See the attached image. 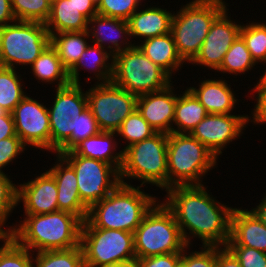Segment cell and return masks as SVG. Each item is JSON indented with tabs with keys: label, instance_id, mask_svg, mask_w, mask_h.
<instances>
[{
	"label": "cell",
	"instance_id": "6da1fadb",
	"mask_svg": "<svg viewBox=\"0 0 266 267\" xmlns=\"http://www.w3.org/2000/svg\"><path fill=\"white\" fill-rule=\"evenodd\" d=\"M208 187L173 186L164 191L161 200L173 213L186 245L192 246L195 238L201 240L202 246L225 247L230 239L234 206L216 200Z\"/></svg>",
	"mask_w": 266,
	"mask_h": 267
},
{
	"label": "cell",
	"instance_id": "7a4b0ae2",
	"mask_svg": "<svg viewBox=\"0 0 266 267\" xmlns=\"http://www.w3.org/2000/svg\"><path fill=\"white\" fill-rule=\"evenodd\" d=\"M11 237L33 253L65 250L80 245L83 221L67 211L22 215Z\"/></svg>",
	"mask_w": 266,
	"mask_h": 267
},
{
	"label": "cell",
	"instance_id": "3957f363",
	"mask_svg": "<svg viewBox=\"0 0 266 267\" xmlns=\"http://www.w3.org/2000/svg\"><path fill=\"white\" fill-rule=\"evenodd\" d=\"M158 197L145 192L142 186L120 183L107 197L89 208L87 220L96 228L134 233L159 201Z\"/></svg>",
	"mask_w": 266,
	"mask_h": 267
},
{
	"label": "cell",
	"instance_id": "277c9868",
	"mask_svg": "<svg viewBox=\"0 0 266 267\" xmlns=\"http://www.w3.org/2000/svg\"><path fill=\"white\" fill-rule=\"evenodd\" d=\"M167 145L168 134L156 132L125 148L119 170L121 183L132 185L133 179L140 182L139 186L143 188H148L146 185L150 184L157 187L153 189L155 191L168 189Z\"/></svg>",
	"mask_w": 266,
	"mask_h": 267
},
{
	"label": "cell",
	"instance_id": "5b68a950",
	"mask_svg": "<svg viewBox=\"0 0 266 267\" xmlns=\"http://www.w3.org/2000/svg\"><path fill=\"white\" fill-rule=\"evenodd\" d=\"M217 162L218 158L191 134H168V188L205 185L203 180L217 169Z\"/></svg>",
	"mask_w": 266,
	"mask_h": 267
},
{
	"label": "cell",
	"instance_id": "8992f818",
	"mask_svg": "<svg viewBox=\"0 0 266 267\" xmlns=\"http://www.w3.org/2000/svg\"><path fill=\"white\" fill-rule=\"evenodd\" d=\"M229 4L225 0H189L174 11L170 33L186 64L199 53L211 24Z\"/></svg>",
	"mask_w": 266,
	"mask_h": 267
},
{
	"label": "cell",
	"instance_id": "52a82bcc",
	"mask_svg": "<svg viewBox=\"0 0 266 267\" xmlns=\"http://www.w3.org/2000/svg\"><path fill=\"white\" fill-rule=\"evenodd\" d=\"M50 118L51 153L61 155L77 145V124L82 111L88 107L86 91L82 85L68 84L54 88Z\"/></svg>",
	"mask_w": 266,
	"mask_h": 267
},
{
	"label": "cell",
	"instance_id": "ba28073f",
	"mask_svg": "<svg viewBox=\"0 0 266 267\" xmlns=\"http://www.w3.org/2000/svg\"><path fill=\"white\" fill-rule=\"evenodd\" d=\"M186 246L173 213L159 199L134 231L136 259L182 252Z\"/></svg>",
	"mask_w": 266,
	"mask_h": 267
},
{
	"label": "cell",
	"instance_id": "9c48e42d",
	"mask_svg": "<svg viewBox=\"0 0 266 267\" xmlns=\"http://www.w3.org/2000/svg\"><path fill=\"white\" fill-rule=\"evenodd\" d=\"M111 82L139 96L160 91L173 79L134 45L113 55Z\"/></svg>",
	"mask_w": 266,
	"mask_h": 267
},
{
	"label": "cell",
	"instance_id": "30bf717a",
	"mask_svg": "<svg viewBox=\"0 0 266 267\" xmlns=\"http://www.w3.org/2000/svg\"><path fill=\"white\" fill-rule=\"evenodd\" d=\"M50 44L51 35L44 23L16 20L5 25L0 46V66L30 69Z\"/></svg>",
	"mask_w": 266,
	"mask_h": 267
},
{
	"label": "cell",
	"instance_id": "8fae6325",
	"mask_svg": "<svg viewBox=\"0 0 266 267\" xmlns=\"http://www.w3.org/2000/svg\"><path fill=\"white\" fill-rule=\"evenodd\" d=\"M80 245L85 267H110L136 259L134 233L96 228L87 219L82 223Z\"/></svg>",
	"mask_w": 266,
	"mask_h": 267
},
{
	"label": "cell",
	"instance_id": "7c38bea8",
	"mask_svg": "<svg viewBox=\"0 0 266 267\" xmlns=\"http://www.w3.org/2000/svg\"><path fill=\"white\" fill-rule=\"evenodd\" d=\"M60 156L74 169L80 198L89 208L121 183L119 171L107 162L77 155L72 150Z\"/></svg>",
	"mask_w": 266,
	"mask_h": 267
},
{
	"label": "cell",
	"instance_id": "4fadbf2b",
	"mask_svg": "<svg viewBox=\"0 0 266 267\" xmlns=\"http://www.w3.org/2000/svg\"><path fill=\"white\" fill-rule=\"evenodd\" d=\"M88 107L101 131L116 132L122 122L137 109L138 96L112 82L93 83L86 90Z\"/></svg>",
	"mask_w": 266,
	"mask_h": 267
},
{
	"label": "cell",
	"instance_id": "5bb4252c",
	"mask_svg": "<svg viewBox=\"0 0 266 267\" xmlns=\"http://www.w3.org/2000/svg\"><path fill=\"white\" fill-rule=\"evenodd\" d=\"M30 96L28 93L12 112L16 135L30 150L51 153L50 118L44 104L47 101Z\"/></svg>",
	"mask_w": 266,
	"mask_h": 267
},
{
	"label": "cell",
	"instance_id": "9a60e30c",
	"mask_svg": "<svg viewBox=\"0 0 266 267\" xmlns=\"http://www.w3.org/2000/svg\"><path fill=\"white\" fill-rule=\"evenodd\" d=\"M227 6L213 21L209 32L202 44L199 53L188 64L194 67L198 65V69L211 70L215 72L222 64L225 54L240 36L241 25L238 19H233ZM239 21V22H238Z\"/></svg>",
	"mask_w": 266,
	"mask_h": 267
},
{
	"label": "cell",
	"instance_id": "2e32d148",
	"mask_svg": "<svg viewBox=\"0 0 266 267\" xmlns=\"http://www.w3.org/2000/svg\"><path fill=\"white\" fill-rule=\"evenodd\" d=\"M249 126L250 115L246 113L207 114L190 134L219 159L227 146L235 145L234 141L240 139Z\"/></svg>",
	"mask_w": 266,
	"mask_h": 267
},
{
	"label": "cell",
	"instance_id": "e0dca14e",
	"mask_svg": "<svg viewBox=\"0 0 266 267\" xmlns=\"http://www.w3.org/2000/svg\"><path fill=\"white\" fill-rule=\"evenodd\" d=\"M33 174V179L24 180L18 185L17 204H22L23 215L47 214L59 211L57 201V185L54 177L45 172ZM22 202V203H21Z\"/></svg>",
	"mask_w": 266,
	"mask_h": 267
},
{
	"label": "cell",
	"instance_id": "ac0fdd59",
	"mask_svg": "<svg viewBox=\"0 0 266 267\" xmlns=\"http://www.w3.org/2000/svg\"><path fill=\"white\" fill-rule=\"evenodd\" d=\"M175 81L160 91L142 94L137 98V110L157 132L172 133L178 97V90L173 84Z\"/></svg>",
	"mask_w": 266,
	"mask_h": 267
},
{
	"label": "cell",
	"instance_id": "d6986e66",
	"mask_svg": "<svg viewBox=\"0 0 266 267\" xmlns=\"http://www.w3.org/2000/svg\"><path fill=\"white\" fill-rule=\"evenodd\" d=\"M207 78L202 77V80L187 88L195 95L199 102L205 107L208 114H235L236 106L239 105L241 99H238L240 93L232 87V83L225 77H211L208 73ZM204 79V80H203ZM237 95V96H236ZM235 110V111H234ZM234 111V112H233Z\"/></svg>",
	"mask_w": 266,
	"mask_h": 267
},
{
	"label": "cell",
	"instance_id": "ffe728a7",
	"mask_svg": "<svg viewBox=\"0 0 266 267\" xmlns=\"http://www.w3.org/2000/svg\"><path fill=\"white\" fill-rule=\"evenodd\" d=\"M53 155L55 164L50 165L47 171L56 181L58 209L70 212L84 221L89 207L80 198L75 171L60 155Z\"/></svg>",
	"mask_w": 266,
	"mask_h": 267
},
{
	"label": "cell",
	"instance_id": "44dd1931",
	"mask_svg": "<svg viewBox=\"0 0 266 267\" xmlns=\"http://www.w3.org/2000/svg\"><path fill=\"white\" fill-rule=\"evenodd\" d=\"M87 31L92 44L105 48L112 55L134 46L127 20L97 14L88 20Z\"/></svg>",
	"mask_w": 266,
	"mask_h": 267
},
{
	"label": "cell",
	"instance_id": "7402d4cb",
	"mask_svg": "<svg viewBox=\"0 0 266 267\" xmlns=\"http://www.w3.org/2000/svg\"><path fill=\"white\" fill-rule=\"evenodd\" d=\"M150 4L151 5L148 6V3L144 2V4H142L127 20L131 40L134 39V45L151 37L169 34L171 31L174 11L172 9L167 10L164 8L165 5H153V2ZM136 39L137 41H135Z\"/></svg>",
	"mask_w": 266,
	"mask_h": 267
},
{
	"label": "cell",
	"instance_id": "603a6c76",
	"mask_svg": "<svg viewBox=\"0 0 266 267\" xmlns=\"http://www.w3.org/2000/svg\"><path fill=\"white\" fill-rule=\"evenodd\" d=\"M226 246L250 247L266 253L265 225L250 209L234 207Z\"/></svg>",
	"mask_w": 266,
	"mask_h": 267
},
{
	"label": "cell",
	"instance_id": "cb8c5ba5",
	"mask_svg": "<svg viewBox=\"0 0 266 267\" xmlns=\"http://www.w3.org/2000/svg\"><path fill=\"white\" fill-rule=\"evenodd\" d=\"M81 70L88 71L89 75L94 76L87 75L84 79L87 81L86 84H91L89 81L93 79L92 82L95 81V84L109 83L113 74V55L105 48L90 43L76 64L68 71L70 83L84 85V82H81Z\"/></svg>",
	"mask_w": 266,
	"mask_h": 267
},
{
	"label": "cell",
	"instance_id": "d4e9b609",
	"mask_svg": "<svg viewBox=\"0 0 266 267\" xmlns=\"http://www.w3.org/2000/svg\"><path fill=\"white\" fill-rule=\"evenodd\" d=\"M137 46L172 79L178 71L181 72L184 65H187L179 56L171 33L145 39Z\"/></svg>",
	"mask_w": 266,
	"mask_h": 267
},
{
	"label": "cell",
	"instance_id": "484cf974",
	"mask_svg": "<svg viewBox=\"0 0 266 267\" xmlns=\"http://www.w3.org/2000/svg\"><path fill=\"white\" fill-rule=\"evenodd\" d=\"M118 142L116 132L100 131L98 134L82 140L72 151L83 157L107 162L119 171L122 165L123 150H120Z\"/></svg>",
	"mask_w": 266,
	"mask_h": 267
},
{
	"label": "cell",
	"instance_id": "4316f807",
	"mask_svg": "<svg viewBox=\"0 0 266 267\" xmlns=\"http://www.w3.org/2000/svg\"><path fill=\"white\" fill-rule=\"evenodd\" d=\"M29 73L37 83L59 88L70 84L68 70L63 66L57 50L50 44L30 66ZM55 85V86H54Z\"/></svg>",
	"mask_w": 266,
	"mask_h": 267
},
{
	"label": "cell",
	"instance_id": "83f0119b",
	"mask_svg": "<svg viewBox=\"0 0 266 267\" xmlns=\"http://www.w3.org/2000/svg\"><path fill=\"white\" fill-rule=\"evenodd\" d=\"M45 27L50 35L61 32L87 31L88 19L72 0H57L51 5Z\"/></svg>",
	"mask_w": 266,
	"mask_h": 267
},
{
	"label": "cell",
	"instance_id": "f1b7e54d",
	"mask_svg": "<svg viewBox=\"0 0 266 267\" xmlns=\"http://www.w3.org/2000/svg\"><path fill=\"white\" fill-rule=\"evenodd\" d=\"M184 87L186 88L184 91L178 90L172 132L190 134L208 112L195 95L186 86Z\"/></svg>",
	"mask_w": 266,
	"mask_h": 267
},
{
	"label": "cell",
	"instance_id": "f546056e",
	"mask_svg": "<svg viewBox=\"0 0 266 267\" xmlns=\"http://www.w3.org/2000/svg\"><path fill=\"white\" fill-rule=\"evenodd\" d=\"M91 43L88 31L61 32L51 35V45L57 50L63 66L69 71Z\"/></svg>",
	"mask_w": 266,
	"mask_h": 267
},
{
	"label": "cell",
	"instance_id": "4dcf8cb0",
	"mask_svg": "<svg viewBox=\"0 0 266 267\" xmlns=\"http://www.w3.org/2000/svg\"><path fill=\"white\" fill-rule=\"evenodd\" d=\"M23 76L20 70L0 66V108L5 112L12 113L16 105L28 94Z\"/></svg>",
	"mask_w": 266,
	"mask_h": 267
},
{
	"label": "cell",
	"instance_id": "1f68e13d",
	"mask_svg": "<svg viewBox=\"0 0 266 267\" xmlns=\"http://www.w3.org/2000/svg\"><path fill=\"white\" fill-rule=\"evenodd\" d=\"M256 65L257 64L252 59L245 42L239 36L225 54L221 66L214 72V74L215 76L221 74V77L226 76L227 74H230L231 76L233 75V77H241V75L244 76L246 73L250 74L249 72L255 71L258 68Z\"/></svg>",
	"mask_w": 266,
	"mask_h": 267
},
{
	"label": "cell",
	"instance_id": "d6a6232c",
	"mask_svg": "<svg viewBox=\"0 0 266 267\" xmlns=\"http://www.w3.org/2000/svg\"><path fill=\"white\" fill-rule=\"evenodd\" d=\"M258 21L254 19L248 21L249 23H242L240 37L250 51L252 59L262 68L266 64V20Z\"/></svg>",
	"mask_w": 266,
	"mask_h": 267
},
{
	"label": "cell",
	"instance_id": "836d02e7",
	"mask_svg": "<svg viewBox=\"0 0 266 267\" xmlns=\"http://www.w3.org/2000/svg\"><path fill=\"white\" fill-rule=\"evenodd\" d=\"M157 131L142 117L140 112L134 110L121 124L116 131L121 150L130 145L151 137ZM121 141H123L121 143ZM125 141V142H124Z\"/></svg>",
	"mask_w": 266,
	"mask_h": 267
},
{
	"label": "cell",
	"instance_id": "e575fe53",
	"mask_svg": "<svg viewBox=\"0 0 266 267\" xmlns=\"http://www.w3.org/2000/svg\"><path fill=\"white\" fill-rule=\"evenodd\" d=\"M34 267H85L81 246L33 253Z\"/></svg>",
	"mask_w": 266,
	"mask_h": 267
},
{
	"label": "cell",
	"instance_id": "d590c367",
	"mask_svg": "<svg viewBox=\"0 0 266 267\" xmlns=\"http://www.w3.org/2000/svg\"><path fill=\"white\" fill-rule=\"evenodd\" d=\"M11 179L15 178L8 175V172H0V227L9 236L12 235L16 224L12 222V225H8V220L13 211L16 212V208H21V205L18 207L17 204L18 185Z\"/></svg>",
	"mask_w": 266,
	"mask_h": 267
},
{
	"label": "cell",
	"instance_id": "8d00e7d4",
	"mask_svg": "<svg viewBox=\"0 0 266 267\" xmlns=\"http://www.w3.org/2000/svg\"><path fill=\"white\" fill-rule=\"evenodd\" d=\"M11 6L16 20L44 24L51 10L46 0H11Z\"/></svg>",
	"mask_w": 266,
	"mask_h": 267
},
{
	"label": "cell",
	"instance_id": "74e56055",
	"mask_svg": "<svg viewBox=\"0 0 266 267\" xmlns=\"http://www.w3.org/2000/svg\"><path fill=\"white\" fill-rule=\"evenodd\" d=\"M0 267H34L33 252L9 236L0 245Z\"/></svg>",
	"mask_w": 266,
	"mask_h": 267
},
{
	"label": "cell",
	"instance_id": "f35d334b",
	"mask_svg": "<svg viewBox=\"0 0 266 267\" xmlns=\"http://www.w3.org/2000/svg\"><path fill=\"white\" fill-rule=\"evenodd\" d=\"M192 250L194 246L187 245L182 251L180 267H216L217 246H202ZM192 250V251H191Z\"/></svg>",
	"mask_w": 266,
	"mask_h": 267
},
{
	"label": "cell",
	"instance_id": "ab89813d",
	"mask_svg": "<svg viewBox=\"0 0 266 267\" xmlns=\"http://www.w3.org/2000/svg\"><path fill=\"white\" fill-rule=\"evenodd\" d=\"M147 0H101L97 14L105 17L128 20Z\"/></svg>",
	"mask_w": 266,
	"mask_h": 267
},
{
	"label": "cell",
	"instance_id": "60d3db41",
	"mask_svg": "<svg viewBox=\"0 0 266 267\" xmlns=\"http://www.w3.org/2000/svg\"><path fill=\"white\" fill-rule=\"evenodd\" d=\"M27 150L28 147L17 135L0 140V172L6 173L5 170L16 163V159H19V156L22 153L25 154Z\"/></svg>",
	"mask_w": 266,
	"mask_h": 267
},
{
	"label": "cell",
	"instance_id": "b9f144b4",
	"mask_svg": "<svg viewBox=\"0 0 266 267\" xmlns=\"http://www.w3.org/2000/svg\"><path fill=\"white\" fill-rule=\"evenodd\" d=\"M254 87H250V90H245L250 93L251 101H254V106L249 111L250 124L255 127L257 125H266V84H252ZM255 93V94H254ZM253 95V96H252Z\"/></svg>",
	"mask_w": 266,
	"mask_h": 267
},
{
	"label": "cell",
	"instance_id": "7bdbcfd3",
	"mask_svg": "<svg viewBox=\"0 0 266 267\" xmlns=\"http://www.w3.org/2000/svg\"><path fill=\"white\" fill-rule=\"evenodd\" d=\"M239 261L241 267H266V253L255 248L225 246Z\"/></svg>",
	"mask_w": 266,
	"mask_h": 267
},
{
	"label": "cell",
	"instance_id": "ee69618b",
	"mask_svg": "<svg viewBox=\"0 0 266 267\" xmlns=\"http://www.w3.org/2000/svg\"><path fill=\"white\" fill-rule=\"evenodd\" d=\"M182 252L135 259L136 267H180Z\"/></svg>",
	"mask_w": 266,
	"mask_h": 267
},
{
	"label": "cell",
	"instance_id": "f6af8a7d",
	"mask_svg": "<svg viewBox=\"0 0 266 267\" xmlns=\"http://www.w3.org/2000/svg\"><path fill=\"white\" fill-rule=\"evenodd\" d=\"M101 130L89 107L81 112L77 124V144L91 136L98 134Z\"/></svg>",
	"mask_w": 266,
	"mask_h": 267
},
{
	"label": "cell",
	"instance_id": "bcb514c9",
	"mask_svg": "<svg viewBox=\"0 0 266 267\" xmlns=\"http://www.w3.org/2000/svg\"><path fill=\"white\" fill-rule=\"evenodd\" d=\"M16 136L13 115L10 112L0 114V140Z\"/></svg>",
	"mask_w": 266,
	"mask_h": 267
},
{
	"label": "cell",
	"instance_id": "7dc6e473",
	"mask_svg": "<svg viewBox=\"0 0 266 267\" xmlns=\"http://www.w3.org/2000/svg\"><path fill=\"white\" fill-rule=\"evenodd\" d=\"M216 267H241V264L226 247L217 246Z\"/></svg>",
	"mask_w": 266,
	"mask_h": 267
},
{
	"label": "cell",
	"instance_id": "c3c4849f",
	"mask_svg": "<svg viewBox=\"0 0 266 267\" xmlns=\"http://www.w3.org/2000/svg\"><path fill=\"white\" fill-rule=\"evenodd\" d=\"M16 21L12 11L11 0H0V24L8 25Z\"/></svg>",
	"mask_w": 266,
	"mask_h": 267
},
{
	"label": "cell",
	"instance_id": "681fc988",
	"mask_svg": "<svg viewBox=\"0 0 266 267\" xmlns=\"http://www.w3.org/2000/svg\"><path fill=\"white\" fill-rule=\"evenodd\" d=\"M77 6L79 11L90 20L93 16L97 15V6L92 0H72Z\"/></svg>",
	"mask_w": 266,
	"mask_h": 267
},
{
	"label": "cell",
	"instance_id": "f907efd6",
	"mask_svg": "<svg viewBox=\"0 0 266 267\" xmlns=\"http://www.w3.org/2000/svg\"><path fill=\"white\" fill-rule=\"evenodd\" d=\"M262 199L259 200V203H256L255 207H251L250 210L261 220V222L266 227V191L263 192Z\"/></svg>",
	"mask_w": 266,
	"mask_h": 267
},
{
	"label": "cell",
	"instance_id": "816d5d0a",
	"mask_svg": "<svg viewBox=\"0 0 266 267\" xmlns=\"http://www.w3.org/2000/svg\"><path fill=\"white\" fill-rule=\"evenodd\" d=\"M263 67H265V68H262V69H264V71L262 70V72H261V73H263V74H261V76L258 75L259 78H256V79H257V80L255 81L256 84H266V64H265Z\"/></svg>",
	"mask_w": 266,
	"mask_h": 267
},
{
	"label": "cell",
	"instance_id": "f5cc1de1",
	"mask_svg": "<svg viewBox=\"0 0 266 267\" xmlns=\"http://www.w3.org/2000/svg\"><path fill=\"white\" fill-rule=\"evenodd\" d=\"M110 267H136V266H135V261H128L124 263L115 264Z\"/></svg>",
	"mask_w": 266,
	"mask_h": 267
},
{
	"label": "cell",
	"instance_id": "db71d44e",
	"mask_svg": "<svg viewBox=\"0 0 266 267\" xmlns=\"http://www.w3.org/2000/svg\"><path fill=\"white\" fill-rule=\"evenodd\" d=\"M9 237V235L0 227V245Z\"/></svg>",
	"mask_w": 266,
	"mask_h": 267
},
{
	"label": "cell",
	"instance_id": "11a10c76",
	"mask_svg": "<svg viewBox=\"0 0 266 267\" xmlns=\"http://www.w3.org/2000/svg\"><path fill=\"white\" fill-rule=\"evenodd\" d=\"M4 28H5V25L0 24V46H1V38H2V34H3V31H4Z\"/></svg>",
	"mask_w": 266,
	"mask_h": 267
},
{
	"label": "cell",
	"instance_id": "9f6ffc18",
	"mask_svg": "<svg viewBox=\"0 0 266 267\" xmlns=\"http://www.w3.org/2000/svg\"><path fill=\"white\" fill-rule=\"evenodd\" d=\"M50 5L54 4L57 0H46Z\"/></svg>",
	"mask_w": 266,
	"mask_h": 267
},
{
	"label": "cell",
	"instance_id": "6f0895ef",
	"mask_svg": "<svg viewBox=\"0 0 266 267\" xmlns=\"http://www.w3.org/2000/svg\"><path fill=\"white\" fill-rule=\"evenodd\" d=\"M96 6H98V4L101 2V0H92Z\"/></svg>",
	"mask_w": 266,
	"mask_h": 267
},
{
	"label": "cell",
	"instance_id": "680465c9",
	"mask_svg": "<svg viewBox=\"0 0 266 267\" xmlns=\"http://www.w3.org/2000/svg\"><path fill=\"white\" fill-rule=\"evenodd\" d=\"M4 112V110H2L1 108H0V114H2Z\"/></svg>",
	"mask_w": 266,
	"mask_h": 267
}]
</instances>
